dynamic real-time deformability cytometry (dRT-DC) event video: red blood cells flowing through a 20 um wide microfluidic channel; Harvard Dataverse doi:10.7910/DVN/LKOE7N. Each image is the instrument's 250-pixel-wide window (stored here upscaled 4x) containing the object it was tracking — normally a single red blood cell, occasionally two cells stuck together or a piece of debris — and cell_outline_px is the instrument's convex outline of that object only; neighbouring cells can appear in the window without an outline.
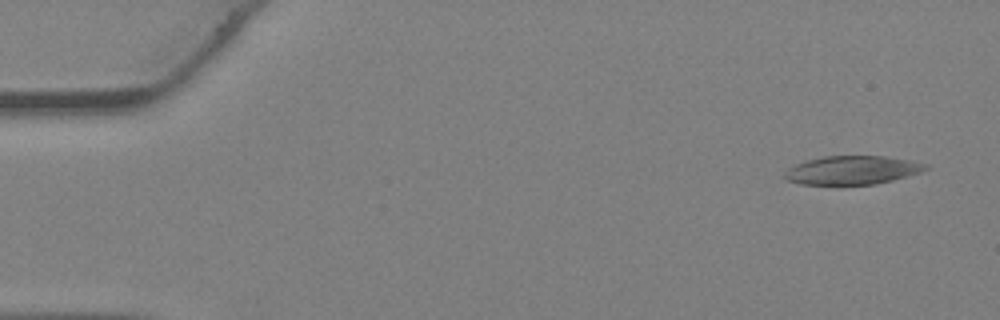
{"species": "Egyptian fruit bat (a non-hibernating species)", "species_latin": "Rousettus aegyptiacus", "temperature_condition": "warm", "stored_images_in_passage": 36, "camera_frame_rate_fps": 3000, "um_per_image_px": 0.085, "animal": {"sex": "female"}, "frame": {"image": 1, "passage_image": 1, "time_ms": 0.0, "image_size_px": [1000, 320], "cell_outline_px": [[928, 168], [920, 172], [892, 180], [876, 184], [800, 184], [788, 180], [784, 176], [784, 172], [788, 168], [796, 164], [808, 160], [824, 156], [884, 156], [908, 160], [928, 164]], "centroid_in_image_um": [72.43, 14.46], "position_along_channel_um": 12.6, "area_um2": 23.18}}
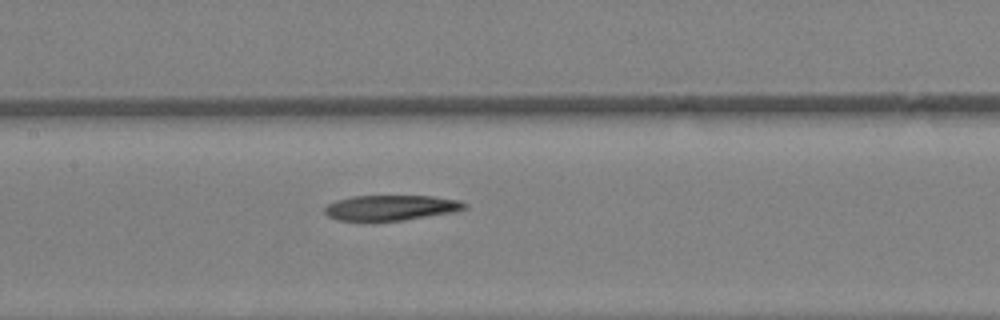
{"frame": {"image": 2, "passage_image": 17, "time_ms": 5.333, "image_size_px": [1000, 320], "cell_outline_px": [[468, 208], [452, 212], [404, 220], [336, 220], [328, 216], [324, 212], [324, 208], [328, 204], [336, 200], [352, 196], [432, 196], [460, 200], [468, 204]], "centroid_in_image_um": [33.24, 17.64], "position_along_channel_um": 174.2, "area_um2": 20.52}}
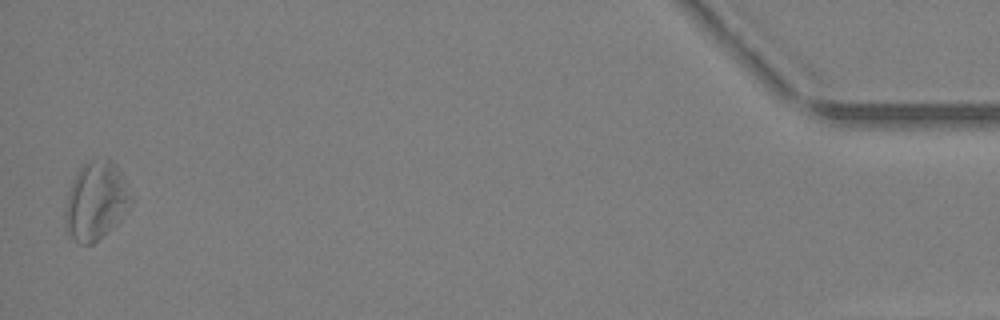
{"frame": {"image": 3, "passage_image": 36, "time_ms": 11.667, "image_size_px": [1000, 320], "cell_outline_px": [[132, 204], [120, 220], [112, 228], [92, 244], [80, 244], [72, 236], [68, 228], [64, 216], [64, 212], [68, 192], [72, 180], [76, 172], [84, 164], [92, 160], [108, 156], [120, 168], [124, 176], [132, 196]], "centroid_in_image_um": [8.19, 17.01], "position_along_channel_um": 427.0, "area_um2": 30.17}}